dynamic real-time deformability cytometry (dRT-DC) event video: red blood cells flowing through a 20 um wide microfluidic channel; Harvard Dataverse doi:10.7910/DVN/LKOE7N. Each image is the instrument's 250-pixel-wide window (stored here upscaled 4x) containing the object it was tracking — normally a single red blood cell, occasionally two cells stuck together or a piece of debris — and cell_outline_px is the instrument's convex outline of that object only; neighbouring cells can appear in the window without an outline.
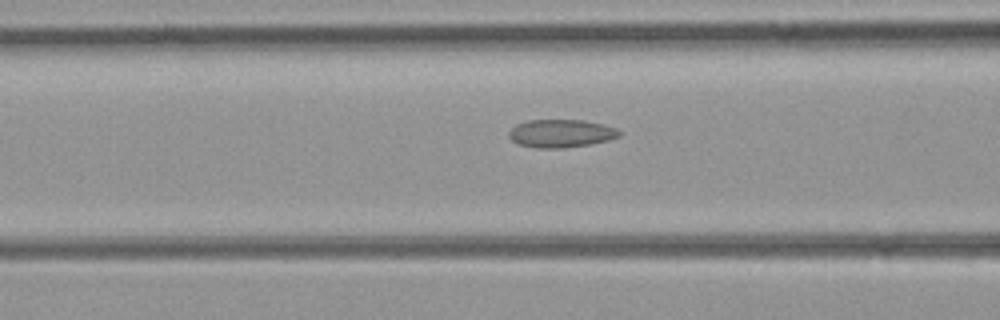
{"species": "common noctule bat (a hibernating species)", "species_latin": "Nyctalus noctula", "temperature_condition": "room temperature", "stored_images_in_passage": 36, "camera_frame_rate_fps": 3000, "um_per_image_px": 0.085, "animal": {"sex": "female", "body_mass_g": 21.9}, "frame": {"image": 1, "passage_image": 15, "time_ms": 4.667, "image_size_px": [1000, 320], "cell_outline_px": [[620, 136], [608, 140], [588, 144], [564, 148], [536, 148], [516, 144], [508, 136], [508, 132], [516, 124], [528, 120], [584, 120], [604, 124], [616, 128], [620, 132]], "centroid_in_image_um": [47.65, 11.34], "position_along_channel_um": 118.9, "area_um2": 18.09}}
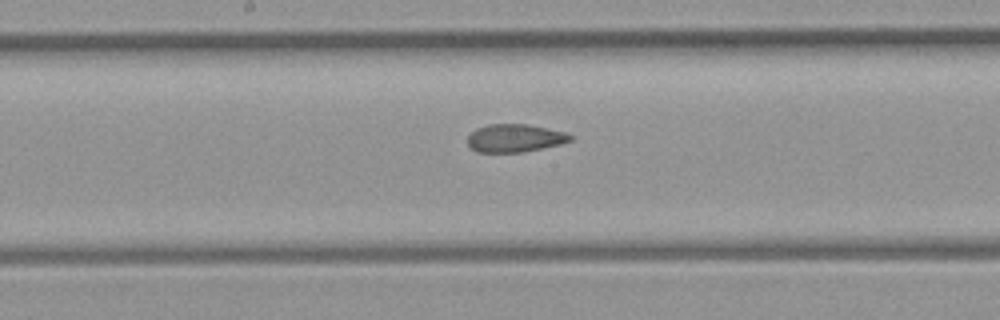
{"frame": {"image": 2, "passage_image": 21, "time_ms": 6.667, "image_size_px": [1000, 320], "cell_outline_px": [[572, 140], [560, 144], [524, 152], [476, 152], [468, 144], [468, 136], [476, 128], [488, 124], [524, 124], [564, 132], [572, 136]], "centroid_in_image_um": [43.73, 11.74], "position_along_channel_um": 204.5, "area_um2": 16.53}}
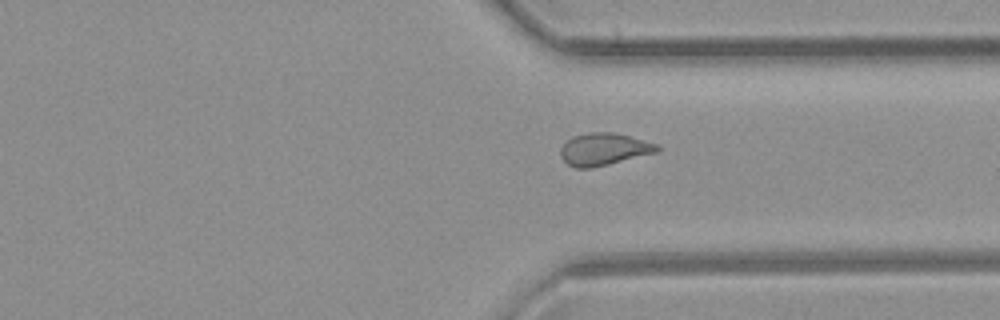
{"frame": {"image": 3, "passage_image": 32, "time_ms": 10.333, "image_size_px": [1000, 320], "cell_outline_px": [[660, 148], [656, 152], [592, 168], [576, 168], [568, 164], [560, 156], [560, 148], [572, 136], [588, 132], [612, 132], [660, 144]], "centroid_in_image_um": [51.31, 12.67], "position_along_channel_um": 360.1, "area_um2": 18.03}}